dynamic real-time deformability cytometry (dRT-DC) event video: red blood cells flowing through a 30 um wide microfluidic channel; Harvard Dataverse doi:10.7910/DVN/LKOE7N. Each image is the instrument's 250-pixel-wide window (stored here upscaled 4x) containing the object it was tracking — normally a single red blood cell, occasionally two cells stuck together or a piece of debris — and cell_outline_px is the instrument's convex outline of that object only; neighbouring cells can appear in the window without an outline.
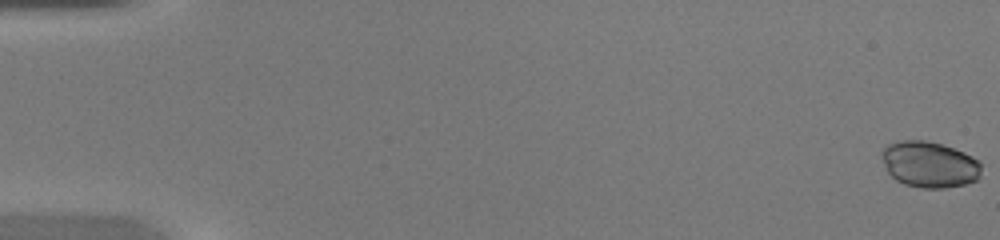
{"species": "common noctule bat (a hibernating species)", "species_latin": "Nyctalus noctula", "temperature_condition": "warm", "stored_images_in_passage": 49, "camera_frame_rate_fps": 3000, "um_per_image_px": 0.085, "animal": {"sex": "female", "body_mass_g": 20.0, "forearm_length_mm": 54.0}, "frame": {"image": 1, "passage_image": 1, "time_ms": 0.0, "image_size_px": [1000, 240], "cell_outline_px": [[980, 176], [976, 180], [964, 184], [944, 188], [920, 188], [904, 184], [896, 180], [888, 172], [880, 156], [880, 152], [888, 144], [900, 140], [924, 140], [940, 144], [964, 152], [980, 160]], "centroid_in_image_um": [78.98, 13.98], "position_along_channel_um": 6.0, "area_um2": 26.82}}
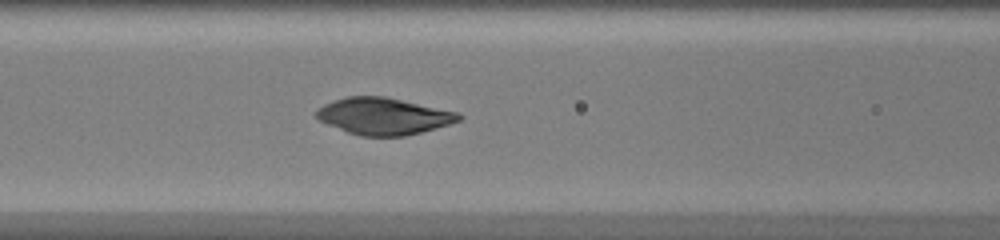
{"frame": {"image": 2, "passage_image": 22, "time_ms": 7.0, "image_size_px": [1000, 240], "cell_outline_px": [[464, 116], [460, 120], [448, 124], [420, 132], [404, 136], [360, 136], [348, 132], [328, 124], [320, 120], [316, 116], [316, 108], [324, 104], [348, 96], [384, 96], [460, 112]], "centroid_in_image_um": [32.62, 9.87], "position_along_channel_um": 134.0, "area_um2": 30.35}}
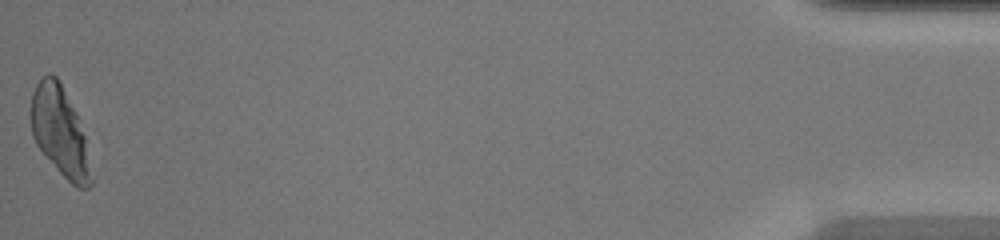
{"frame": {"image": 3, "passage_image": 49, "time_ms": 16.0, "image_size_px": [1000, 240], "cell_outline_px": [[92, 184], [88, 188], [76, 188], [60, 172], [36, 144], [32, 136], [28, 112], [32, 92], [40, 76], [48, 72], [56, 76], [76, 116], [84, 136], [92, 180]], "centroid_in_image_um": [5.01, 11.15], "position_along_channel_um": 430.2, "area_um2": 30.87}}